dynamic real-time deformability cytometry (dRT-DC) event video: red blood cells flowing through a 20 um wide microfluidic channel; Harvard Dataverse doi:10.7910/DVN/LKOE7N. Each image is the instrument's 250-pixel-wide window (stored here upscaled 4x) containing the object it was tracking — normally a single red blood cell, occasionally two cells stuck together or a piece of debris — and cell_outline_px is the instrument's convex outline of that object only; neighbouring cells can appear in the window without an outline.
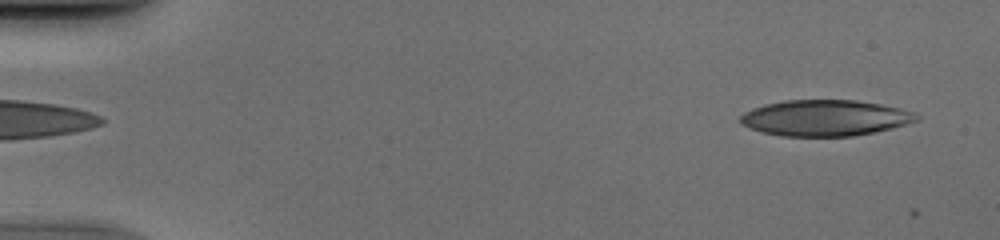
{"species": "human", "species_latin": "Homo sapiens", "temperature_condition": "cold", "stored_images_in_passage": 49, "camera_frame_rate_fps": 3000, "um_per_image_px": 0.085, "donor": {"sex": "male"}, "frame": {"image": 1, "passage_image": 1, "time_ms": 0.0, "image_size_px": [1000, 240], "cell_outline_px": [[920, 120], [892, 128], [852, 136], [780, 136], [764, 132], [740, 124], [740, 116], [744, 112], [752, 108], [764, 104], [784, 100], [856, 100], [880, 104], [900, 108], [916, 112], [920, 116]], "centroid_in_image_um": [70.15, 10.01], "position_along_channel_um": 14.9, "area_um2": 37.05}}
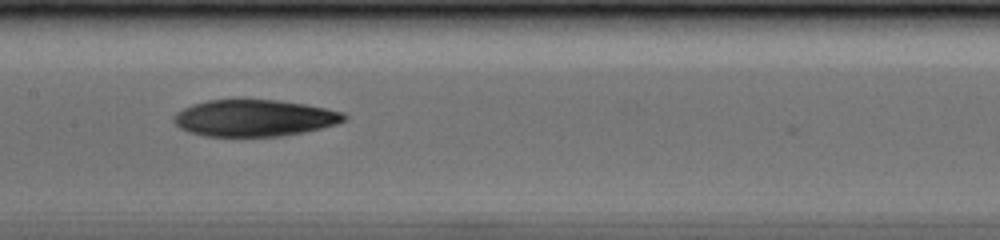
{"frame": {"image": 2, "passage_image": 24, "time_ms": 7.667, "image_size_px": [1000, 240], "cell_outline_px": [[348, 116], [344, 120], [336, 124], [304, 132], [280, 136], [204, 136], [188, 132], [180, 128], [172, 120], [172, 116], [176, 112], [192, 104], [208, 100], [276, 100], [304, 104], [344, 112]], "centroid_in_image_um": [21.58, 10.03], "position_along_channel_um": 185.8, "area_um2": 36.3}}
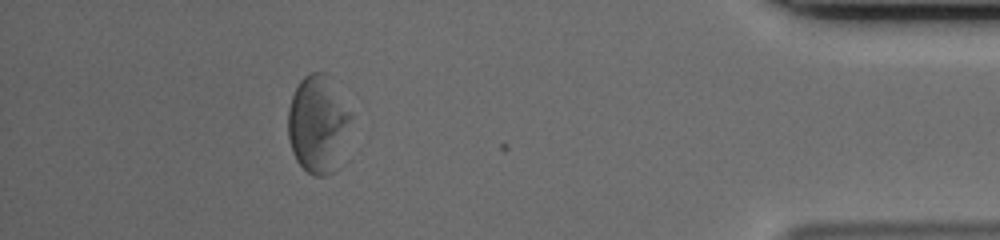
{"frame": {"image": 3, "passage_image": 44, "time_ms": 14.333, "image_size_px": [1000, 240], "cell_outline_px": [[352, 116], [344, 164], [340, 168], [324, 176], [312, 176], [296, 160], [292, 152], [288, 136], [288, 108], [292, 96], [300, 80], [304, 76], [312, 72], [324, 72], [352, 112]], "centroid_in_image_um": [27.08, 10.63], "position_along_channel_um": 408.1, "area_um2": 36.7}}